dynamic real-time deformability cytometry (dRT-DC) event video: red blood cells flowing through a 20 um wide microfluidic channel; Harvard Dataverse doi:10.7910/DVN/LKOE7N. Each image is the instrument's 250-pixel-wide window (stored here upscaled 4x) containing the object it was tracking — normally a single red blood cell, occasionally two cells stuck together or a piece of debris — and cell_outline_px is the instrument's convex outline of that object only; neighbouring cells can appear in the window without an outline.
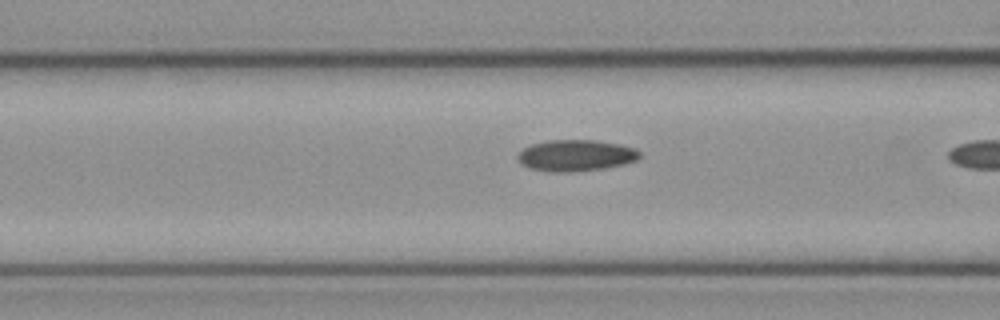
{"species": "common noctule bat (a hibernating species)", "species_latin": "Nyctalus noctula", "temperature_condition": "cold", "stored_images_in_passage": 19, "camera_frame_rate_fps": 3000, "um_per_image_px": 0.085, "animal": {"sex": "female", "body_mass_g": 21.9}, "frame": {"image": 1, "passage_image": 18, "time_ms": 5.667, "image_size_px": [1000, 320], "cell_outline_px": [[640, 156], [636, 160], [624, 164], [604, 168], [572, 172], [548, 172], [528, 168], [520, 164], [516, 156], [524, 148], [532, 144], [548, 140], [596, 140], [620, 144], [636, 148], [640, 152]], "centroid_in_image_um": [48.93, 13.22], "position_along_channel_um": 117.7, "area_um2": 22.48}}